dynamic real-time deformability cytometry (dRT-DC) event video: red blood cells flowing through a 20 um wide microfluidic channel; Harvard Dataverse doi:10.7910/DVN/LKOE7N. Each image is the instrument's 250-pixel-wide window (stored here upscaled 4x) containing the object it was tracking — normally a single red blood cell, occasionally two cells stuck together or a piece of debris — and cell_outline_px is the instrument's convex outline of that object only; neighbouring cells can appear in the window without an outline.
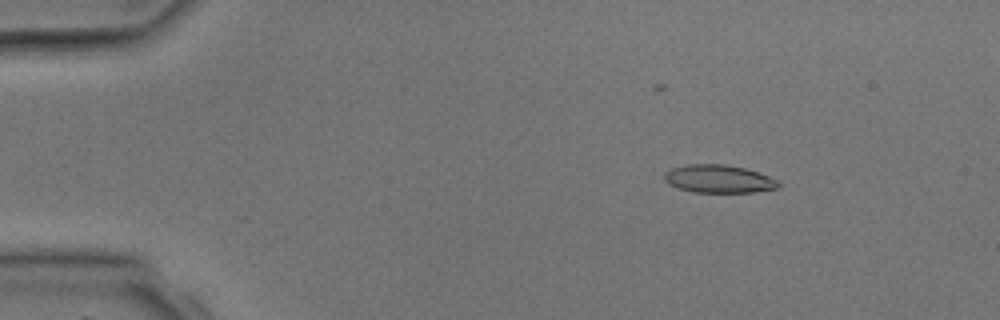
{"species": "common noctule bat (a hibernating species)", "species_latin": "Nyctalus noctula", "temperature_condition": "room temperature", "stored_images_in_passage": 5, "camera_frame_rate_fps": 3000, "um_per_image_px": 0.085, "animal": {"sex": "male", "body_mass_g": 17.9, "forearm_length_mm": 54.2}, "frame": {"image": 1, "passage_image": 3, "time_ms": 2.333, "image_size_px": [1000, 320], "cell_outline_px": [[780, 184], [776, 188], [752, 192], [692, 192], [676, 188], [668, 184], [664, 180], [664, 172], [672, 168], [688, 164], [724, 164], [744, 168], [780, 180]], "centroid_in_image_um": [61.04, 15.21], "position_along_channel_um": 24.0, "area_um2": 18.61}}
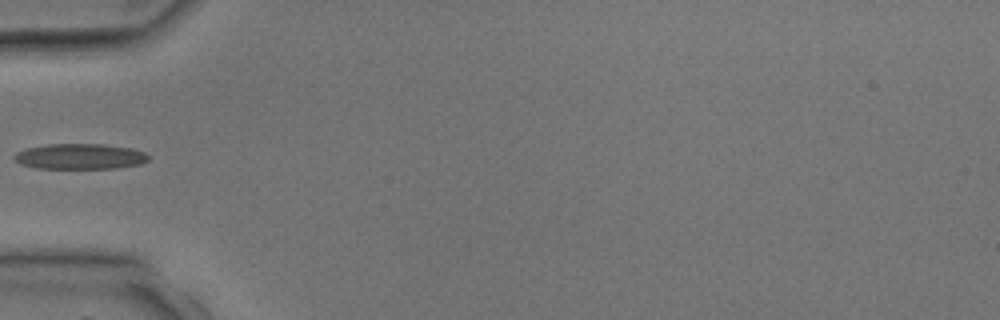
{"frame": {"image": 2, "passage_image": 5, "time_ms": 5.0, "image_size_px": [1000, 320], "cell_outline_px": [[148, 160], [140, 164], [116, 168], [36, 168], [20, 164], [12, 156], [16, 152], [24, 148], [48, 144], [104, 144], [132, 148], [144, 152], [148, 156]], "centroid_in_image_um": [6.77, 13.29], "position_along_channel_um": 78.2, "area_um2": 20.0}}